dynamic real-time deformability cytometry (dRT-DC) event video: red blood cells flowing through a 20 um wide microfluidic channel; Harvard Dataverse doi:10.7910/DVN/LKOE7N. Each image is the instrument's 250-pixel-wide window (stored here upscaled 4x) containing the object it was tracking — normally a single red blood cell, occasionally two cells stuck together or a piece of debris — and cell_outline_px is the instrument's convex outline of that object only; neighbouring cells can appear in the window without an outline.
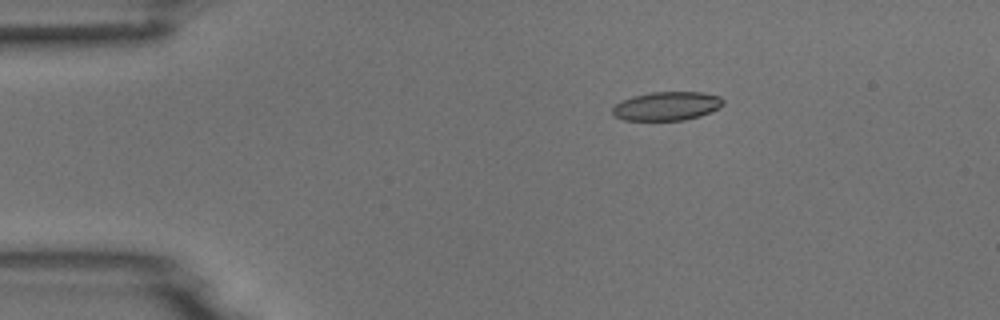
{"species": "common noctule bat (a hibernating species)", "species_latin": "Nyctalus noctula", "temperature_condition": "room temperature", "stored_images_in_passage": 2, "camera_frame_rate_fps": 3000, "um_per_image_px": 0.085, "animal": {"sex": "male", "body_mass_g": 18.8}, "frame": {"image": 1, "passage_image": 1, "time_ms": 0.0, "image_size_px": [1000, 320], "cell_outline_px": [[724, 104], [720, 108], [700, 116], [684, 120], [624, 120], [612, 116], [612, 108], [620, 100], [632, 96], [652, 92], [704, 92], [720, 96], [724, 100]], "centroid_in_image_um": [56.68, 9.01], "position_along_channel_um": 28.3, "area_um2": 18.79}}